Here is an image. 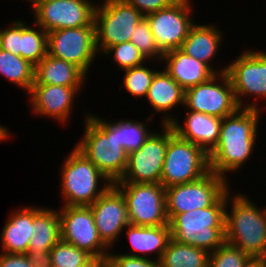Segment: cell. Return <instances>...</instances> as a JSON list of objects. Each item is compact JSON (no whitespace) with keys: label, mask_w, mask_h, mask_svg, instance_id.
I'll return each instance as SVG.
<instances>
[{"label":"cell","mask_w":266,"mask_h":267,"mask_svg":"<svg viewBox=\"0 0 266 267\" xmlns=\"http://www.w3.org/2000/svg\"><path fill=\"white\" fill-rule=\"evenodd\" d=\"M249 258L241 249L224 242L209 254L208 267H244Z\"/></svg>","instance_id":"34"},{"label":"cell","mask_w":266,"mask_h":267,"mask_svg":"<svg viewBox=\"0 0 266 267\" xmlns=\"http://www.w3.org/2000/svg\"><path fill=\"white\" fill-rule=\"evenodd\" d=\"M163 132L154 131L144 144L128 155L123 176L116 182L160 183L168 145V124Z\"/></svg>","instance_id":"15"},{"label":"cell","mask_w":266,"mask_h":267,"mask_svg":"<svg viewBox=\"0 0 266 267\" xmlns=\"http://www.w3.org/2000/svg\"><path fill=\"white\" fill-rule=\"evenodd\" d=\"M191 0H177L165 9L145 16L156 45L163 52L180 49L188 35L192 19Z\"/></svg>","instance_id":"14"},{"label":"cell","mask_w":266,"mask_h":267,"mask_svg":"<svg viewBox=\"0 0 266 267\" xmlns=\"http://www.w3.org/2000/svg\"><path fill=\"white\" fill-rule=\"evenodd\" d=\"M223 37L220 29H217L214 25H199L194 23L182 43L180 50L186 55L205 63L216 74L224 73L227 70V66L222 70L216 71L211 63V59L216 56L215 54L220 47L219 45L222 43L221 40Z\"/></svg>","instance_id":"22"},{"label":"cell","mask_w":266,"mask_h":267,"mask_svg":"<svg viewBox=\"0 0 266 267\" xmlns=\"http://www.w3.org/2000/svg\"><path fill=\"white\" fill-rule=\"evenodd\" d=\"M35 66L21 56L0 48V74L19 88L29 92L34 83Z\"/></svg>","instance_id":"28"},{"label":"cell","mask_w":266,"mask_h":267,"mask_svg":"<svg viewBox=\"0 0 266 267\" xmlns=\"http://www.w3.org/2000/svg\"><path fill=\"white\" fill-rule=\"evenodd\" d=\"M20 21V56L36 66L48 54L47 32L39 25L38 29Z\"/></svg>","instance_id":"29"},{"label":"cell","mask_w":266,"mask_h":267,"mask_svg":"<svg viewBox=\"0 0 266 267\" xmlns=\"http://www.w3.org/2000/svg\"><path fill=\"white\" fill-rule=\"evenodd\" d=\"M0 48L14 55L20 56V21L0 28Z\"/></svg>","instance_id":"37"},{"label":"cell","mask_w":266,"mask_h":267,"mask_svg":"<svg viewBox=\"0 0 266 267\" xmlns=\"http://www.w3.org/2000/svg\"><path fill=\"white\" fill-rule=\"evenodd\" d=\"M84 136L75 148L88 158L111 183L124 174L128 154L117 140V130L106 119L91 113L84 117Z\"/></svg>","instance_id":"4"},{"label":"cell","mask_w":266,"mask_h":267,"mask_svg":"<svg viewBox=\"0 0 266 267\" xmlns=\"http://www.w3.org/2000/svg\"><path fill=\"white\" fill-rule=\"evenodd\" d=\"M229 193L230 189L227 190V203L232 209L228 213L226 205L225 242L249 257H259L266 250V206L260 209L245 194L238 193L231 198Z\"/></svg>","instance_id":"3"},{"label":"cell","mask_w":266,"mask_h":267,"mask_svg":"<svg viewBox=\"0 0 266 267\" xmlns=\"http://www.w3.org/2000/svg\"><path fill=\"white\" fill-rule=\"evenodd\" d=\"M244 267H264V264L259 257H250Z\"/></svg>","instance_id":"42"},{"label":"cell","mask_w":266,"mask_h":267,"mask_svg":"<svg viewBox=\"0 0 266 267\" xmlns=\"http://www.w3.org/2000/svg\"><path fill=\"white\" fill-rule=\"evenodd\" d=\"M0 267H33L26 254L0 253Z\"/></svg>","instance_id":"39"},{"label":"cell","mask_w":266,"mask_h":267,"mask_svg":"<svg viewBox=\"0 0 266 267\" xmlns=\"http://www.w3.org/2000/svg\"><path fill=\"white\" fill-rule=\"evenodd\" d=\"M226 73L240 108L260 109L256 102L248 104L242 98L254 95L258 100H266V53L258 50L244 51L234 62L228 64Z\"/></svg>","instance_id":"12"},{"label":"cell","mask_w":266,"mask_h":267,"mask_svg":"<svg viewBox=\"0 0 266 267\" xmlns=\"http://www.w3.org/2000/svg\"><path fill=\"white\" fill-rule=\"evenodd\" d=\"M184 97L185 90L163 69L155 73L145 98L155 113H169L184 105Z\"/></svg>","instance_id":"25"},{"label":"cell","mask_w":266,"mask_h":267,"mask_svg":"<svg viewBox=\"0 0 266 267\" xmlns=\"http://www.w3.org/2000/svg\"><path fill=\"white\" fill-rule=\"evenodd\" d=\"M94 222L102 242L109 248L129 224L126 200L112 183L108 189L90 205Z\"/></svg>","instance_id":"17"},{"label":"cell","mask_w":266,"mask_h":267,"mask_svg":"<svg viewBox=\"0 0 266 267\" xmlns=\"http://www.w3.org/2000/svg\"><path fill=\"white\" fill-rule=\"evenodd\" d=\"M209 252L171 238L163 252L159 267H208Z\"/></svg>","instance_id":"27"},{"label":"cell","mask_w":266,"mask_h":267,"mask_svg":"<svg viewBox=\"0 0 266 267\" xmlns=\"http://www.w3.org/2000/svg\"><path fill=\"white\" fill-rule=\"evenodd\" d=\"M57 210L61 239L92 257L106 260L108 247L99 237L90 206H62Z\"/></svg>","instance_id":"13"},{"label":"cell","mask_w":266,"mask_h":267,"mask_svg":"<svg viewBox=\"0 0 266 267\" xmlns=\"http://www.w3.org/2000/svg\"><path fill=\"white\" fill-rule=\"evenodd\" d=\"M145 16L123 0H103L94 15L96 48L98 53L109 47L128 42L137 24Z\"/></svg>","instance_id":"7"},{"label":"cell","mask_w":266,"mask_h":267,"mask_svg":"<svg viewBox=\"0 0 266 267\" xmlns=\"http://www.w3.org/2000/svg\"><path fill=\"white\" fill-rule=\"evenodd\" d=\"M164 70L184 89L207 82L216 73L205 63L186 55L180 49L163 55Z\"/></svg>","instance_id":"21"},{"label":"cell","mask_w":266,"mask_h":267,"mask_svg":"<svg viewBox=\"0 0 266 267\" xmlns=\"http://www.w3.org/2000/svg\"><path fill=\"white\" fill-rule=\"evenodd\" d=\"M112 53L113 60L122 70L145 64L146 59L131 41L111 46L104 52L107 56Z\"/></svg>","instance_id":"35"},{"label":"cell","mask_w":266,"mask_h":267,"mask_svg":"<svg viewBox=\"0 0 266 267\" xmlns=\"http://www.w3.org/2000/svg\"><path fill=\"white\" fill-rule=\"evenodd\" d=\"M127 5L133 6L144 16L165 9L177 0H123Z\"/></svg>","instance_id":"38"},{"label":"cell","mask_w":266,"mask_h":267,"mask_svg":"<svg viewBox=\"0 0 266 267\" xmlns=\"http://www.w3.org/2000/svg\"><path fill=\"white\" fill-rule=\"evenodd\" d=\"M227 191L210 207L177 214L170 222L173 240L215 251L225 242Z\"/></svg>","instance_id":"2"},{"label":"cell","mask_w":266,"mask_h":267,"mask_svg":"<svg viewBox=\"0 0 266 267\" xmlns=\"http://www.w3.org/2000/svg\"><path fill=\"white\" fill-rule=\"evenodd\" d=\"M260 110L239 108L222 119L219 140L208 153L210 171L227 178L251 158L256 144Z\"/></svg>","instance_id":"1"},{"label":"cell","mask_w":266,"mask_h":267,"mask_svg":"<svg viewBox=\"0 0 266 267\" xmlns=\"http://www.w3.org/2000/svg\"><path fill=\"white\" fill-rule=\"evenodd\" d=\"M96 6L89 0H44L32 9L34 23L47 33L94 25Z\"/></svg>","instance_id":"16"},{"label":"cell","mask_w":266,"mask_h":267,"mask_svg":"<svg viewBox=\"0 0 266 267\" xmlns=\"http://www.w3.org/2000/svg\"><path fill=\"white\" fill-rule=\"evenodd\" d=\"M85 77L87 76L75 65L47 54L35 66L33 84L83 87Z\"/></svg>","instance_id":"24"},{"label":"cell","mask_w":266,"mask_h":267,"mask_svg":"<svg viewBox=\"0 0 266 267\" xmlns=\"http://www.w3.org/2000/svg\"><path fill=\"white\" fill-rule=\"evenodd\" d=\"M124 71L125 74L122 80L123 88L134 97H146L152 79L157 71H153L143 64L124 69Z\"/></svg>","instance_id":"31"},{"label":"cell","mask_w":266,"mask_h":267,"mask_svg":"<svg viewBox=\"0 0 266 267\" xmlns=\"http://www.w3.org/2000/svg\"><path fill=\"white\" fill-rule=\"evenodd\" d=\"M259 259L263 262L264 267H266V250L259 256Z\"/></svg>","instance_id":"44"},{"label":"cell","mask_w":266,"mask_h":267,"mask_svg":"<svg viewBox=\"0 0 266 267\" xmlns=\"http://www.w3.org/2000/svg\"><path fill=\"white\" fill-rule=\"evenodd\" d=\"M210 172L208 153L178 137L168 124V145L160 183L165 187L199 180Z\"/></svg>","instance_id":"6"},{"label":"cell","mask_w":266,"mask_h":267,"mask_svg":"<svg viewBox=\"0 0 266 267\" xmlns=\"http://www.w3.org/2000/svg\"><path fill=\"white\" fill-rule=\"evenodd\" d=\"M26 255L33 267H52L49 251L27 252Z\"/></svg>","instance_id":"40"},{"label":"cell","mask_w":266,"mask_h":267,"mask_svg":"<svg viewBox=\"0 0 266 267\" xmlns=\"http://www.w3.org/2000/svg\"><path fill=\"white\" fill-rule=\"evenodd\" d=\"M184 106L187 111L202 112L221 119L240 108L226 72L185 90Z\"/></svg>","instance_id":"11"},{"label":"cell","mask_w":266,"mask_h":267,"mask_svg":"<svg viewBox=\"0 0 266 267\" xmlns=\"http://www.w3.org/2000/svg\"><path fill=\"white\" fill-rule=\"evenodd\" d=\"M105 260L97 257H90L84 264L77 267H104Z\"/></svg>","instance_id":"41"},{"label":"cell","mask_w":266,"mask_h":267,"mask_svg":"<svg viewBox=\"0 0 266 267\" xmlns=\"http://www.w3.org/2000/svg\"><path fill=\"white\" fill-rule=\"evenodd\" d=\"M81 88L33 84L28 92L32 110L39 116L65 123L70 118L74 99Z\"/></svg>","instance_id":"18"},{"label":"cell","mask_w":266,"mask_h":267,"mask_svg":"<svg viewBox=\"0 0 266 267\" xmlns=\"http://www.w3.org/2000/svg\"><path fill=\"white\" fill-rule=\"evenodd\" d=\"M117 130V140L121 147L124 148L126 153L137 151L150 137L153 131L147 130V123L145 121L134 120H120L108 121Z\"/></svg>","instance_id":"30"},{"label":"cell","mask_w":266,"mask_h":267,"mask_svg":"<svg viewBox=\"0 0 266 267\" xmlns=\"http://www.w3.org/2000/svg\"><path fill=\"white\" fill-rule=\"evenodd\" d=\"M47 45L48 55L75 65L87 76L98 54L95 25L48 32Z\"/></svg>","instance_id":"10"},{"label":"cell","mask_w":266,"mask_h":267,"mask_svg":"<svg viewBox=\"0 0 266 267\" xmlns=\"http://www.w3.org/2000/svg\"><path fill=\"white\" fill-rule=\"evenodd\" d=\"M186 113L185 125H181L171 114H166L161 123L169 124L178 137L196 144L209 153L219 140L222 119L202 112Z\"/></svg>","instance_id":"19"},{"label":"cell","mask_w":266,"mask_h":267,"mask_svg":"<svg viewBox=\"0 0 266 267\" xmlns=\"http://www.w3.org/2000/svg\"><path fill=\"white\" fill-rule=\"evenodd\" d=\"M26 1H29V2H31V4H32V8L35 6V5H37L39 2H41V1H44V0H26Z\"/></svg>","instance_id":"45"},{"label":"cell","mask_w":266,"mask_h":267,"mask_svg":"<svg viewBox=\"0 0 266 267\" xmlns=\"http://www.w3.org/2000/svg\"><path fill=\"white\" fill-rule=\"evenodd\" d=\"M226 179L210 171L199 180L165 188L169 222L177 214L212 206L230 188Z\"/></svg>","instance_id":"8"},{"label":"cell","mask_w":266,"mask_h":267,"mask_svg":"<svg viewBox=\"0 0 266 267\" xmlns=\"http://www.w3.org/2000/svg\"><path fill=\"white\" fill-rule=\"evenodd\" d=\"M42 207H22L10 214L1 233L2 253L26 254L32 238L33 219Z\"/></svg>","instance_id":"20"},{"label":"cell","mask_w":266,"mask_h":267,"mask_svg":"<svg viewBox=\"0 0 266 267\" xmlns=\"http://www.w3.org/2000/svg\"><path fill=\"white\" fill-rule=\"evenodd\" d=\"M49 252L52 267H77L91 257L85 250L79 249L62 239Z\"/></svg>","instance_id":"32"},{"label":"cell","mask_w":266,"mask_h":267,"mask_svg":"<svg viewBox=\"0 0 266 267\" xmlns=\"http://www.w3.org/2000/svg\"><path fill=\"white\" fill-rule=\"evenodd\" d=\"M132 33L130 41L141 52L146 60L157 58L159 61H162L164 53L156 45L146 18L137 24Z\"/></svg>","instance_id":"33"},{"label":"cell","mask_w":266,"mask_h":267,"mask_svg":"<svg viewBox=\"0 0 266 267\" xmlns=\"http://www.w3.org/2000/svg\"><path fill=\"white\" fill-rule=\"evenodd\" d=\"M107 267H159V261L152 258L136 257L125 254L108 253L105 260Z\"/></svg>","instance_id":"36"},{"label":"cell","mask_w":266,"mask_h":267,"mask_svg":"<svg viewBox=\"0 0 266 267\" xmlns=\"http://www.w3.org/2000/svg\"><path fill=\"white\" fill-rule=\"evenodd\" d=\"M71 151L61 166L63 206H90L112 183L76 148ZM100 181H105L102 188L98 187Z\"/></svg>","instance_id":"5"},{"label":"cell","mask_w":266,"mask_h":267,"mask_svg":"<svg viewBox=\"0 0 266 267\" xmlns=\"http://www.w3.org/2000/svg\"><path fill=\"white\" fill-rule=\"evenodd\" d=\"M33 230L28 252L50 251L61 239L59 212L56 209L42 208L34 216Z\"/></svg>","instance_id":"26"},{"label":"cell","mask_w":266,"mask_h":267,"mask_svg":"<svg viewBox=\"0 0 266 267\" xmlns=\"http://www.w3.org/2000/svg\"><path fill=\"white\" fill-rule=\"evenodd\" d=\"M126 228L127 231H125V233L128 236L127 238H129L131 244L130 249H132V253L130 250V253L126 255L130 256L146 258V253L152 254L154 252L157 254L156 260L159 261L172 238L169 224L147 227L129 223ZM143 253H145V255Z\"/></svg>","instance_id":"23"},{"label":"cell","mask_w":266,"mask_h":267,"mask_svg":"<svg viewBox=\"0 0 266 267\" xmlns=\"http://www.w3.org/2000/svg\"><path fill=\"white\" fill-rule=\"evenodd\" d=\"M9 131L6 127L0 125V142L3 141V140H7V138H9Z\"/></svg>","instance_id":"43"},{"label":"cell","mask_w":266,"mask_h":267,"mask_svg":"<svg viewBox=\"0 0 266 267\" xmlns=\"http://www.w3.org/2000/svg\"><path fill=\"white\" fill-rule=\"evenodd\" d=\"M123 194L130 224L163 226L169 224L165 187L161 183H113Z\"/></svg>","instance_id":"9"}]
</instances>
